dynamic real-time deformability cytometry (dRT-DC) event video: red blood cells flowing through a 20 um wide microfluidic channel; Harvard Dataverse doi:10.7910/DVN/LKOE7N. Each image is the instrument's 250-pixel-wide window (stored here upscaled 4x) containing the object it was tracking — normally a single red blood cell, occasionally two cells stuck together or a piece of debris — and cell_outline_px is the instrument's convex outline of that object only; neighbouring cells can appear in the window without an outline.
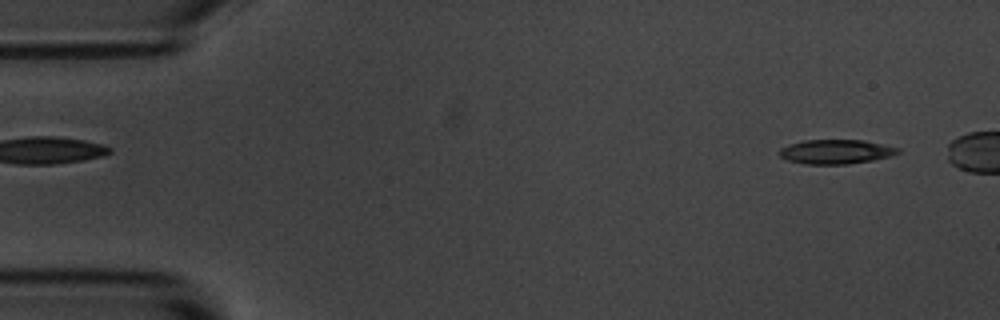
{"species": "common noctule bat (a hibernating species)", "species_latin": "Nyctalus noctula", "temperature_condition": "room temperature", "stored_images_in_passage": 49, "camera_frame_rate_fps": 3000, "um_per_image_px": 0.085, "animal": {"sex": "male", "body_mass_g": 20.1, "forearm_length_mm": 53.5}, "frame": {"image": 1, "passage_image": 4, "time_ms": 1.0, "image_size_px": [1000, 320], "cell_outline_px": [[900, 152], [892, 156], [872, 160], [848, 164], [804, 164], [788, 160], [780, 156], [780, 148], [788, 144], [804, 140], [864, 140], [900, 148]], "centroid_in_image_um": [71.06, 12.89], "position_along_channel_um": 13.9, "area_um2": 16.82}}
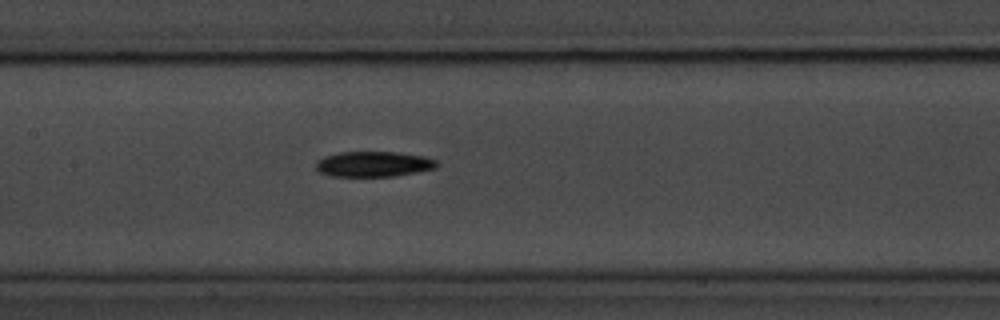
{"frame": {"image": 2, "passage_image": 26, "time_ms": 8.333, "image_size_px": [1000, 320], "cell_outline_px": [[440, 164], [436, 168], [396, 176], [332, 176], [320, 172], [316, 168], [316, 160], [324, 156], [340, 152], [396, 152], [424, 156], [436, 160]], "centroid_in_image_um": [31.76, 13.94], "position_along_channel_um": 175.6, "area_um2": 17.92}}
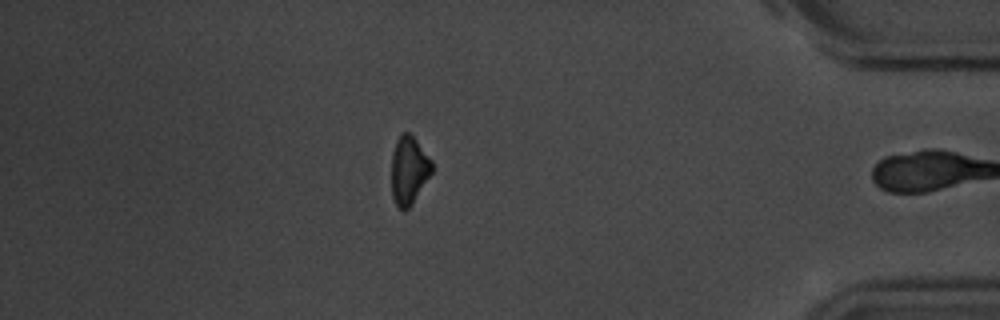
{"frame": {"image": 3, "passage_image": 48, "time_ms": 15.667, "image_size_px": [1000, 320], "cell_outline_px": [[432, 172], [412, 204], [404, 212], [396, 204], [392, 196], [392, 152], [396, 140], [400, 132], [408, 132], [416, 140], [432, 160]], "centroid_in_image_um": [34.75, 14.45], "position_along_channel_um": 400.5, "area_um2": 16.01}, "authors_computed_cell_mechanics": {"area_um2": 17.4556, "velocity_mm_per_s": 3.6122, "shape_relaxation_time_tau1_ms": 3.1682, "shape_relaxation_time_tau2_ms": null, "deformation_change_tau1": 0.134, "deformation_change_tau2": null}}